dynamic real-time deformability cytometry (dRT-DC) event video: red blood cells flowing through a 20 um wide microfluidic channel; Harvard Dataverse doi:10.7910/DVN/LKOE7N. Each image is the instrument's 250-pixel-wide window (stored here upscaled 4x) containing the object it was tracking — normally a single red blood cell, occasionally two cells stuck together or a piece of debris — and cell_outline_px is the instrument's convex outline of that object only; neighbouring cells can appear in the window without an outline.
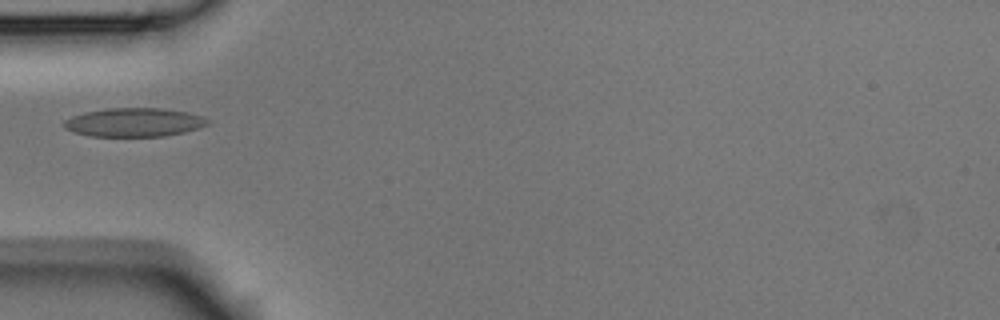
{"species": "Egyptian fruit bat (a non-hibernating species)", "species_latin": "Rousettus aegyptiacus", "temperature_condition": "room temperature", "stored_images_in_passage": 4, "camera_frame_rate_fps": 3000, "um_per_image_px": 0.085, "animal": {"sex": "male"}, "frame": {"image": 1, "passage_image": 1, "time_ms": 0.0, "image_size_px": [1000, 320], "cell_outline_px": [[212, 120], [208, 124], [184, 132], [164, 136], [88, 136], [72, 132], [64, 128], [60, 124], [64, 120], [72, 116], [84, 112], [108, 108], [160, 108], [184, 112], [200, 116]], "centroid_in_image_um": [11.32, 10.4], "position_along_channel_um": 73.7, "area_um2": 24.04}}
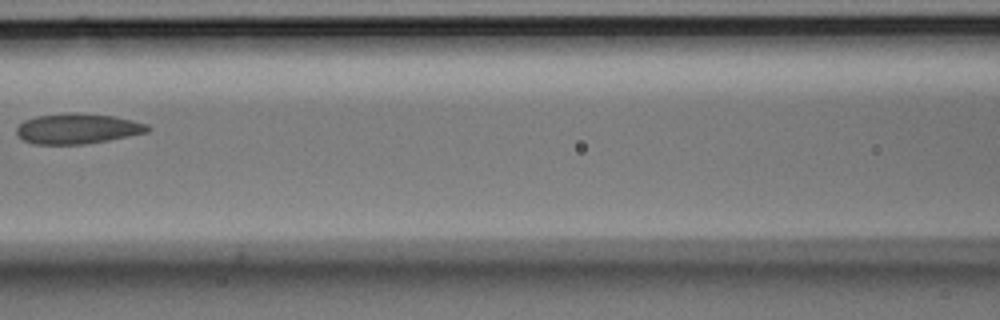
{"frame": {"image": 2, "passage_image": 3, "time_ms": 0.667, "image_size_px": [1000, 320], "cell_outline_px": [[152, 128], [148, 132], [108, 140], [84, 144], [36, 144], [24, 140], [16, 132], [16, 128], [24, 120], [36, 116], [72, 112], [76, 112], [112, 116], [132, 120], [148, 124]], "centroid_in_image_um": [6.61, 10.93], "position_along_channel_um": 160.0, "area_um2": 23.06}}
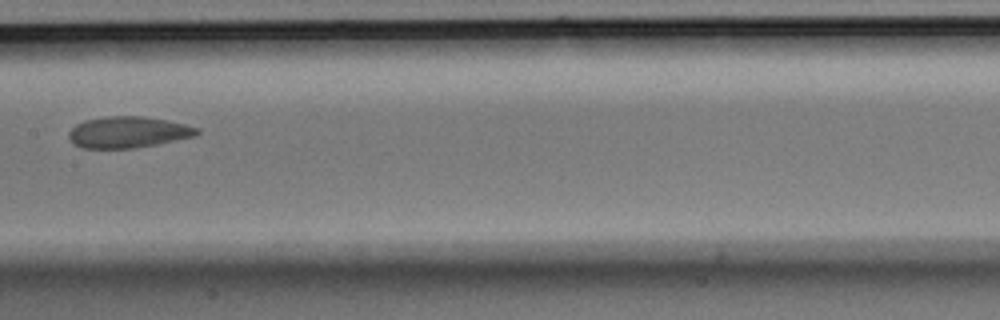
{"frame": {"image": 3, "passage_image": 4, "time_ms": 1.0, "image_size_px": [1000, 320], "cell_outline_px": [[200, 132], [196, 136], [156, 144], [132, 148], [84, 148], [76, 144], [68, 136], [68, 132], [76, 124], [84, 120], [108, 116], [144, 116], [168, 120], [200, 128]], "centroid_in_image_um": [10.92, 11.22], "position_along_channel_um": 196.5, "area_um2": 23.29}}